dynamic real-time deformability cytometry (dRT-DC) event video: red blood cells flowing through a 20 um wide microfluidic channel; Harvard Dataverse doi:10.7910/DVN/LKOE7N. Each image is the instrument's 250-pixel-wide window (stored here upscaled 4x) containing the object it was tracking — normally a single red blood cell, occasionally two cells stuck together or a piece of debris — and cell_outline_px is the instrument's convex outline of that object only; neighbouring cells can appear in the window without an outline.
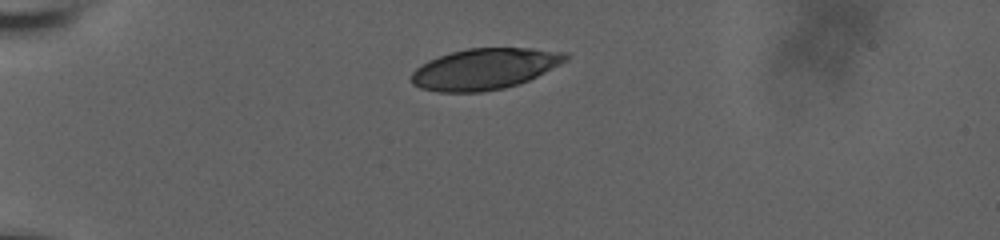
{"species": "human", "species_latin": "Homo sapiens", "temperature_condition": "room temperature", "stored_images_in_passage": 9, "camera_frame_rate_fps": 3000, "um_per_image_px": 0.085, "donor": {"sex": "male"}, "frame": {"image": 1, "passage_image": 1, "time_ms": 0.0, "image_size_px": [1000, 240], "cell_outline_px": [[568, 60], [520, 84], [504, 88], [480, 92], [436, 92], [420, 88], [412, 84], [412, 72], [416, 68], [428, 60], [452, 52], [468, 48], [532, 48], [568, 52]], "centroid_in_image_um": [41.2, 5.86], "position_along_channel_um": 43.8, "area_um2": 36.88}}